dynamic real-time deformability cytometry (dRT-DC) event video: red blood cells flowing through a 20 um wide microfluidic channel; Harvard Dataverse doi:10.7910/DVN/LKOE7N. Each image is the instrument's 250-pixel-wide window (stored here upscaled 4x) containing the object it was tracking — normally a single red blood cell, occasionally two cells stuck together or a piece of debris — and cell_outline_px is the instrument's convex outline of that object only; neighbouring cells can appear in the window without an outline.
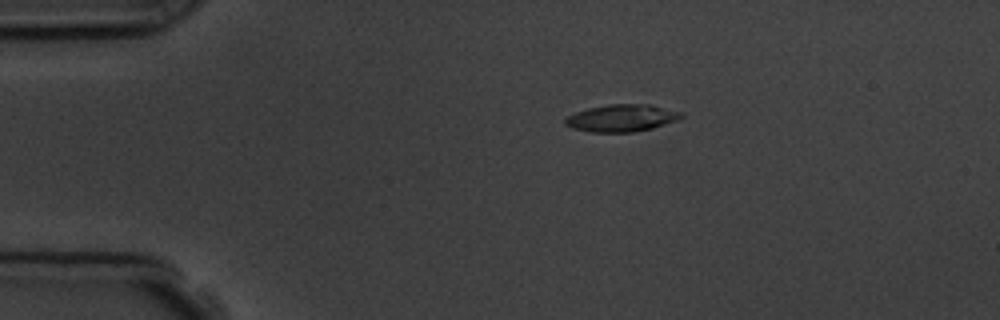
{"species": "common noctule bat (a hibernating species)", "species_latin": "Nyctalus noctula", "temperature_condition": "room temperature", "stored_images_in_passage": 9, "camera_frame_rate_fps": 3000, "um_per_image_px": 0.085, "animal": {"sex": "male", "body_mass_g": 19.5, "forearm_length_mm": 54.6}, "frame": {"image": 1, "passage_image": 1, "time_ms": 0.0, "image_size_px": [1000, 320], "cell_outline_px": [[684, 116], [680, 120], [652, 128], [632, 132], [592, 132], [572, 128], [564, 124], [564, 120], [568, 116], [576, 112], [588, 108], [608, 104], [652, 104], [684, 112]], "centroid_in_image_um": [52.9, 10.02], "position_along_channel_um": 32.1, "area_um2": 18.61}}
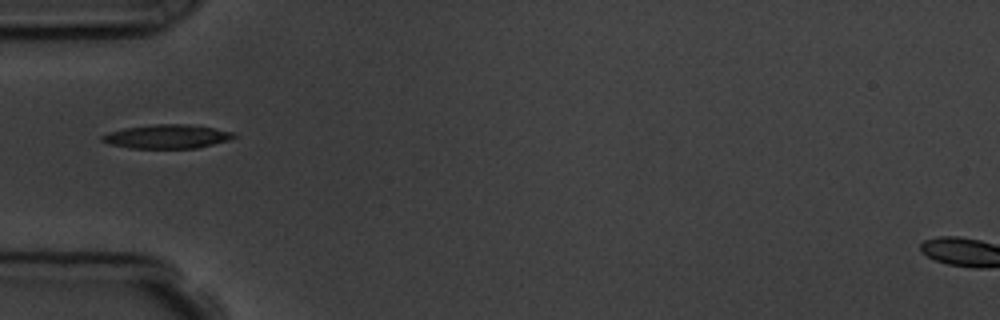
{"frame": {"image": 2, "passage_image": 3, "time_ms": 2.333, "image_size_px": [1000, 320], "cell_outline_px": [[236, 136], [228, 140], [196, 148], [132, 148], [108, 144], [100, 140], [100, 136], [124, 128], [156, 124], [184, 124], [212, 128], [236, 132]], "centroid_in_image_um": [14.19, 11.61], "position_along_channel_um": 70.8, "area_um2": 18.09}}
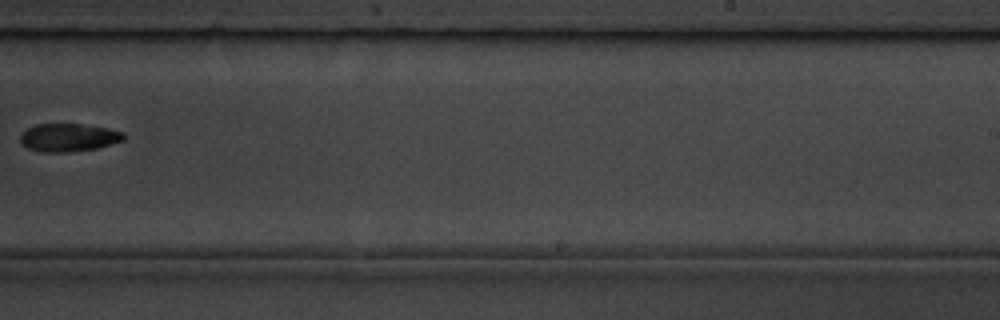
{"frame": {"image": 3, "passage_image": 8, "time_ms": 8.0, "image_size_px": [1000, 320], "cell_outline_px": [[124, 140], [96, 148], [68, 152], [40, 152], [28, 148], [20, 144], [20, 136], [28, 128], [36, 124], [80, 124], [108, 128], [124, 132]], "centroid_in_image_um": [5.81, 11.69], "position_along_channel_um": 283.2, "area_um2": 16.82}}